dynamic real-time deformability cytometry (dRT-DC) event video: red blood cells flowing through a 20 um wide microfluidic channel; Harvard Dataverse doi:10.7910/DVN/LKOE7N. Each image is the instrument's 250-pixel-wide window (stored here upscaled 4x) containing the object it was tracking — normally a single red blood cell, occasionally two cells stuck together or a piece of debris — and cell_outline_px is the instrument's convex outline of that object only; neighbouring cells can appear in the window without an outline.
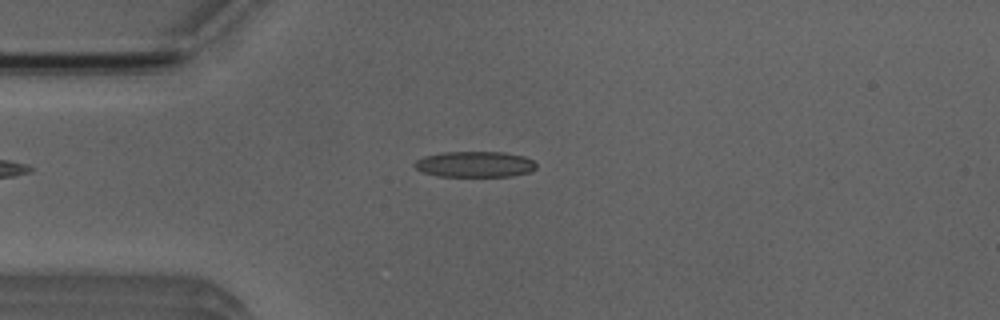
{"species": "Egyptian fruit bat (a non-hibernating species)", "species_latin": "Rousettus aegyptiacus", "temperature_condition": "room temperature", "stored_images_in_passage": 3, "camera_frame_rate_fps": 3000, "um_per_image_px": 0.085, "animal": {"sex": "male"}, "frame": {"image": 1, "passage_image": 2, "time_ms": 1.333, "image_size_px": [1000, 320], "cell_outline_px": [[536, 168], [532, 172], [512, 176], [436, 176], [420, 172], [412, 164], [416, 160], [424, 156], [444, 152], [504, 152], [524, 156], [532, 160], [536, 164]], "centroid_in_image_um": [40.35, 13.97], "position_along_channel_um": 44.6, "area_um2": 18.5}}